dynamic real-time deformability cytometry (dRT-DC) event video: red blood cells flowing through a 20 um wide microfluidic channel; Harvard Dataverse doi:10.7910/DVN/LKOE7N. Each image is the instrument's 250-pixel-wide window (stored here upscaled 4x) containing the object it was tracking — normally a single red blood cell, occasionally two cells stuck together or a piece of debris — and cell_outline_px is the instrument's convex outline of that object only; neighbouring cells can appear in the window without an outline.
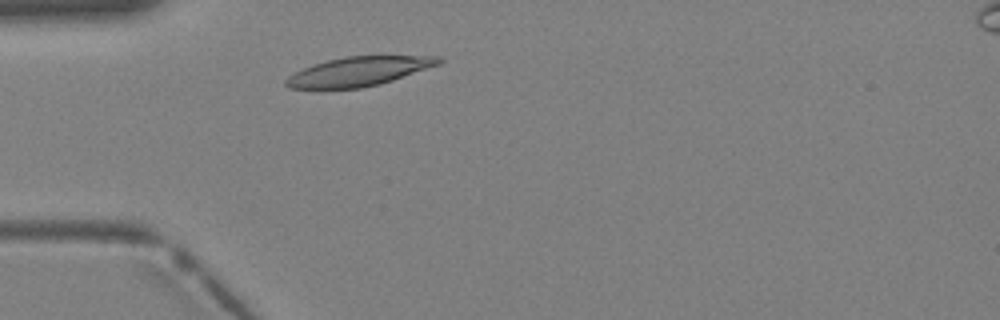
{"species": "Egyptian fruit bat (a non-hibernating species)", "species_latin": "Rousettus aegyptiacus", "temperature_condition": "warm", "stored_images_in_passage": 1, "camera_frame_rate_fps": 3000, "um_per_image_px": 0.085, "animal": {"sex": "female"}, "frame": {"image": 1, "passage_image": 1, "time_ms": 0.0, "image_size_px": [1000, 320], "cell_outline_px": [[444, 60], [440, 64], [380, 84], [360, 88], [328, 92], [320, 92], [288, 88], [284, 84], [284, 80], [288, 76], [304, 68], [328, 60], [344, 56], [440, 56]], "centroid_in_image_um": [30.38, 6.13], "position_along_channel_um": 54.6, "area_um2": 26.82}}